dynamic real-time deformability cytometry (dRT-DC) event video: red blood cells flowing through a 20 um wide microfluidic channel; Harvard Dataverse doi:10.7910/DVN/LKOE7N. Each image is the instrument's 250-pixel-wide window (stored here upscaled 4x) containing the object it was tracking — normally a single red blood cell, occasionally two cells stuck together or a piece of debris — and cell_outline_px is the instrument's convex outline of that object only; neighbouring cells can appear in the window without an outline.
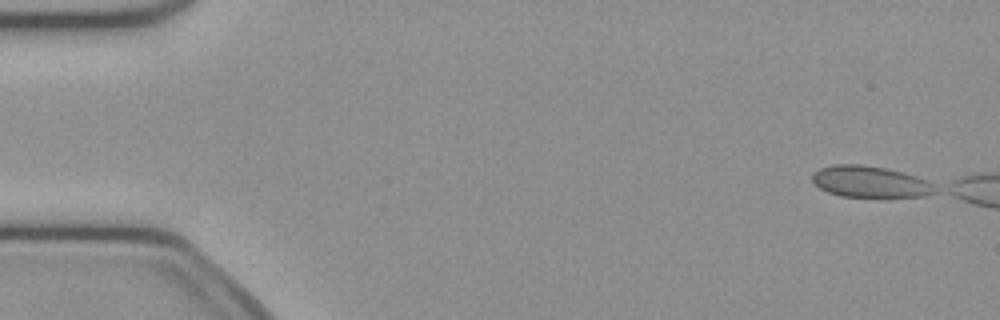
{"species": "common noctule bat (a hibernating species)", "species_latin": "Nyctalus noctula", "temperature_condition": "cold", "stored_images_in_passage": 12, "camera_frame_rate_fps": 3000, "um_per_image_px": 0.085, "animal": {"sex": "female", "body_mass_g": 21.9}, "frame": {"image": 1, "passage_image": 1, "time_ms": 0.0, "image_size_px": [1000, 320], "cell_outline_px": [[936, 192], [924, 196], [884, 200], [872, 200], [840, 196], [828, 192], [820, 188], [812, 180], [812, 176], [820, 168], [840, 164], [860, 164], [884, 168], [900, 172], [924, 180], [932, 184]], "centroid_in_image_um": [73.96, 15.53], "position_along_channel_um": 11.0, "area_um2": 23.06}}